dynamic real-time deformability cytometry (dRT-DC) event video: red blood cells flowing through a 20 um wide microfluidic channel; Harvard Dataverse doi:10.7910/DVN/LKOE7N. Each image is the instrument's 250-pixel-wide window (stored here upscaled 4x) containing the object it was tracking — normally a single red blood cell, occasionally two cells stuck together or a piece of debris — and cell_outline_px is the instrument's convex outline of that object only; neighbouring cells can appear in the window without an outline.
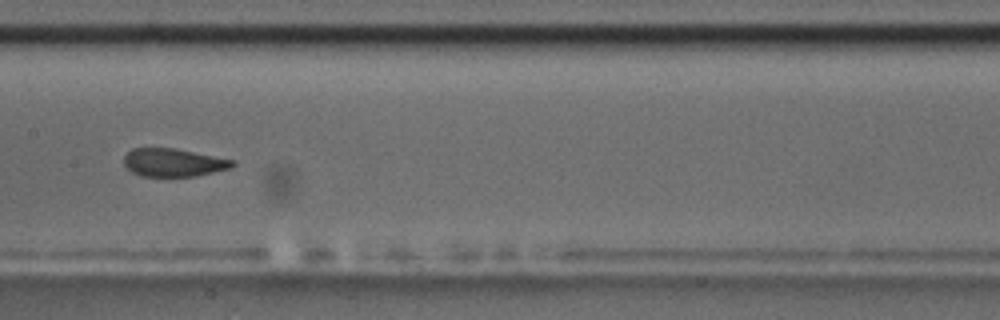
{"species": "common noctule bat (a hibernating species)", "species_latin": "Nyctalus noctula", "temperature_condition": "room temperature", "stored_images_in_passage": 7, "camera_frame_rate_fps": 3000, "um_per_image_px": 0.085, "animal": {"sex": "male", "body_mass_g": 17.5, "forearm_length_mm": 52.3}, "frame": {"image": 1, "passage_image": 5, "time_ms": 4.667, "image_size_px": [1000, 320], "cell_outline_px": [[236, 164], [232, 168], [196, 176], [140, 176], [132, 172], [124, 164], [124, 156], [132, 148], [176, 148], [236, 160]], "centroid_in_image_um": [14.78, 13.81], "position_along_channel_um": 192.6, "area_um2": 17.92}}
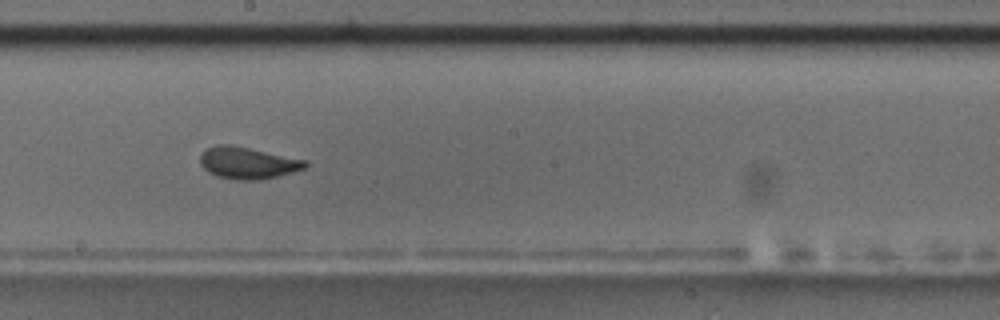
{"frame": {"image": 2, "passage_image": 6, "time_ms": 5.667, "image_size_px": [1000, 320], "cell_outline_px": [[308, 164], [304, 168], [292, 172], [260, 180], [236, 180], [216, 176], [208, 172], [200, 164], [200, 156], [204, 148], [216, 144], [232, 144], [308, 160]], "centroid_in_image_um": [21.02, 13.83], "position_along_channel_um": 227.2, "area_um2": 19.77}}